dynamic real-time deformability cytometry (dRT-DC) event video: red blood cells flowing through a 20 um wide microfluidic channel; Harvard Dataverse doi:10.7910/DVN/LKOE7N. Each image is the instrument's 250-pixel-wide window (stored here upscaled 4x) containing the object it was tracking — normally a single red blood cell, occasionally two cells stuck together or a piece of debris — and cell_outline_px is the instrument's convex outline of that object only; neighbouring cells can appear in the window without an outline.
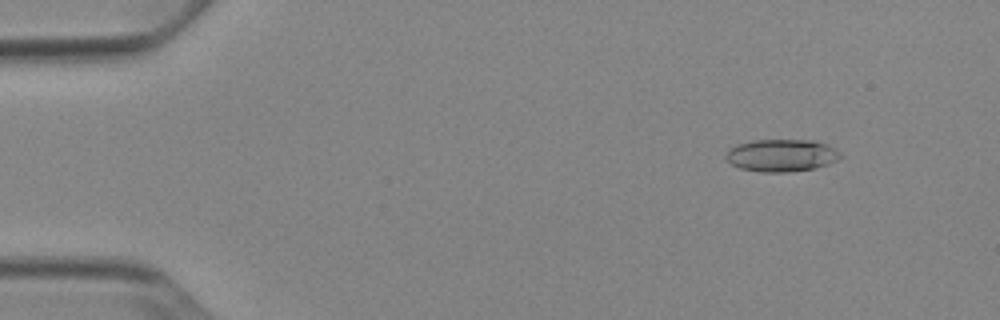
{"species": "Egyptian fruit bat (a non-hibernating species)", "species_latin": "Rousettus aegyptiacus", "temperature_condition": "cold", "stored_images_in_passage": 52, "camera_frame_rate_fps": 3000, "um_per_image_px": 0.085, "animal": {"sex": "female"}, "frame": {"image": 1, "passage_image": 6, "time_ms": 1.667, "image_size_px": [1000, 320], "cell_outline_px": [[844, 156], [828, 164], [816, 168], [788, 172], [760, 172], [740, 168], [732, 164], [724, 156], [736, 144], [752, 140], [812, 140], [828, 144], [836, 148]], "centroid_in_image_um": [66.47, 13.2], "position_along_channel_um": 18.5, "area_um2": 21.73}}
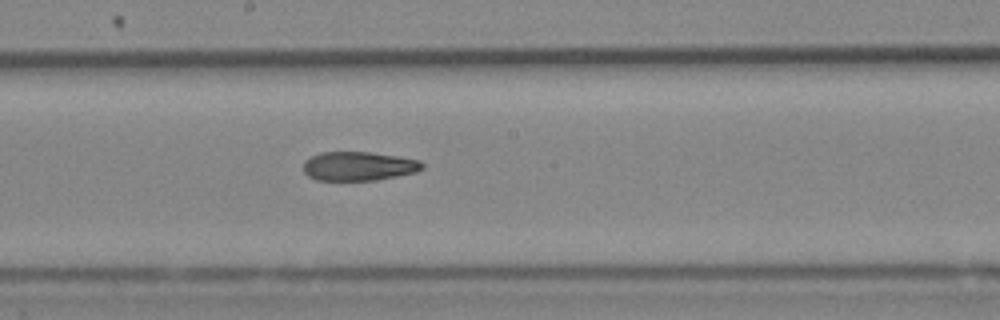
{"frame": {"image": 2, "passage_image": 29, "time_ms": 9.333, "image_size_px": [1000, 320], "cell_outline_px": [[424, 168], [416, 172], [376, 180], [316, 180], [308, 176], [304, 172], [304, 160], [320, 152], [368, 152], [396, 156], [420, 160], [424, 164]], "centroid_in_image_um": [30.48, 14.12], "position_along_channel_um": 217.7, "area_um2": 20.06}}
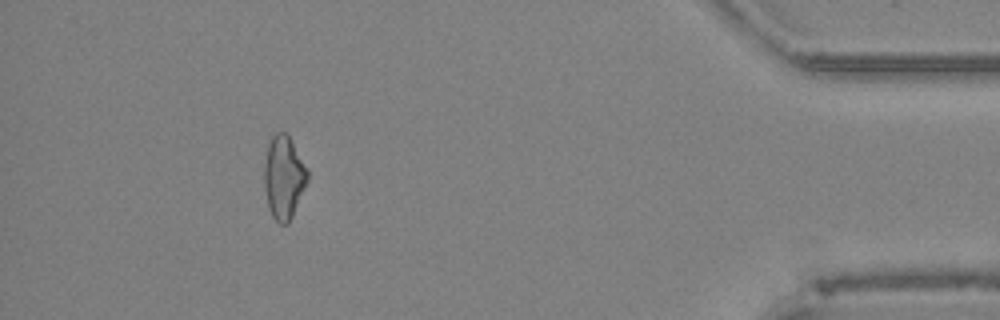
{"frame": {"image": 3, "passage_image": 48, "time_ms": 15.667, "image_size_px": [1000, 320], "cell_outline_px": [[308, 180], [292, 216], [288, 224], [280, 224], [272, 216], [268, 208], [264, 188], [264, 164], [268, 144], [272, 136], [276, 132], [284, 132], [288, 136], [308, 168]], "centroid_in_image_um": [24.11, 15.08], "position_along_channel_um": 411.1, "area_um2": 20.92}, "authors_computed_cell_mechanics": {"area_um2": 21.4149, "velocity_mm_per_s": 3.9094, "shape_relaxation_time_tau1_ms": 7.3351, "shape_relaxation_time_tau2_ms": 4.9482, "deformation_change_tau1": 0.1937, "deformation_change_tau2": 0.1466}}